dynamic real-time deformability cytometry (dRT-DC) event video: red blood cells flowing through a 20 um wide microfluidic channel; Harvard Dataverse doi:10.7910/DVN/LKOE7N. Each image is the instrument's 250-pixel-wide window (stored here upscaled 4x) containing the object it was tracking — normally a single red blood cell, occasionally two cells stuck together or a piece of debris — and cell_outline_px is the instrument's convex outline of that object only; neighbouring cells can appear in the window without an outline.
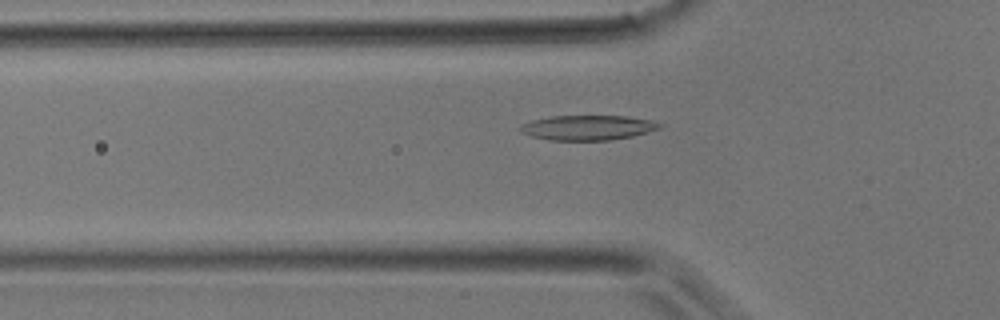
{"species": "common noctule bat (a hibernating species)", "species_latin": "Nyctalus noctula", "temperature_condition": "room temperature", "stored_images_in_passage": 32, "camera_frame_rate_fps": 3000, "um_per_image_px": 0.085, "animal": {"sex": "male", "body_mass_g": 17.9}, "frame": {"image": 1, "passage_image": 13, "time_ms": 4.0, "image_size_px": [1000, 320], "cell_outline_px": [[664, 124], [660, 128], [648, 132], [632, 136], [612, 140], [548, 140], [532, 136], [520, 132], [516, 128], [520, 124], [532, 120], [552, 116], [628, 116], [652, 120]], "centroid_in_image_um": [49.95, 10.85], "position_along_channel_um": 75.9, "area_um2": 20.4}}
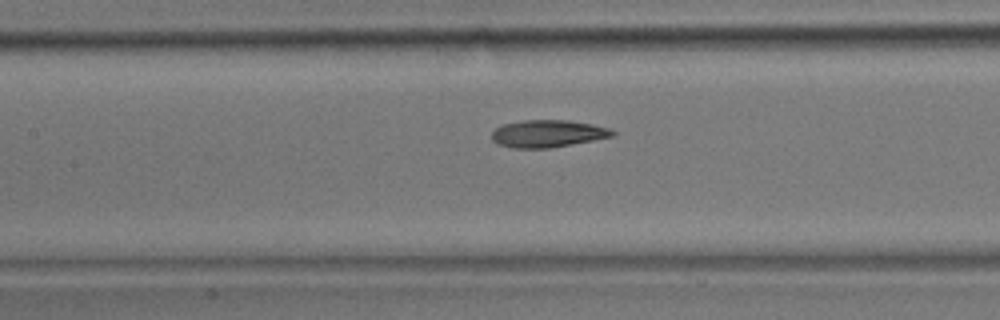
{"frame": {"image": 2, "passage_image": 18, "time_ms": 5.667, "image_size_px": [1000, 320], "cell_outline_px": [[616, 132], [612, 136], [592, 140], [548, 148], [512, 148], [496, 144], [492, 140], [492, 132], [496, 128], [504, 124], [524, 120], [568, 120], [592, 124], [608, 128]], "centroid_in_image_um": [46.51, 11.36], "position_along_channel_um": 160.9, "area_um2": 19.02}}
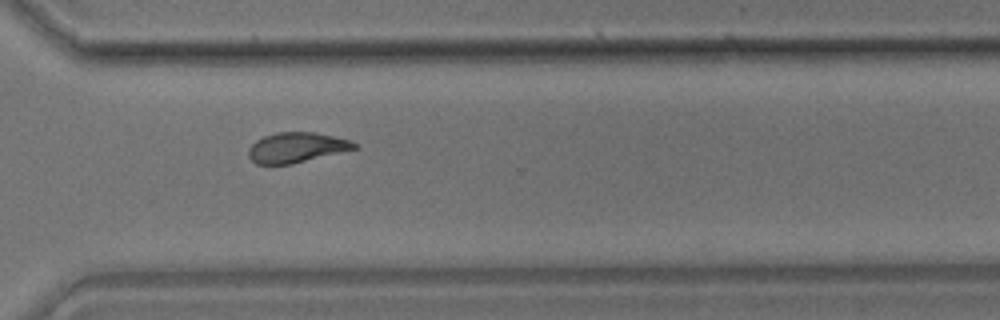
{"frame": {"image": 3, "passage_image": 29, "time_ms": 9.333, "image_size_px": [1000, 320], "cell_outline_px": [[356, 148], [292, 164], [256, 164], [248, 156], [248, 148], [256, 140], [264, 136], [276, 132], [316, 132], [348, 140], [356, 144]], "centroid_in_image_um": [25.14, 12.53], "position_along_channel_um": 345.5, "area_um2": 18.32}}